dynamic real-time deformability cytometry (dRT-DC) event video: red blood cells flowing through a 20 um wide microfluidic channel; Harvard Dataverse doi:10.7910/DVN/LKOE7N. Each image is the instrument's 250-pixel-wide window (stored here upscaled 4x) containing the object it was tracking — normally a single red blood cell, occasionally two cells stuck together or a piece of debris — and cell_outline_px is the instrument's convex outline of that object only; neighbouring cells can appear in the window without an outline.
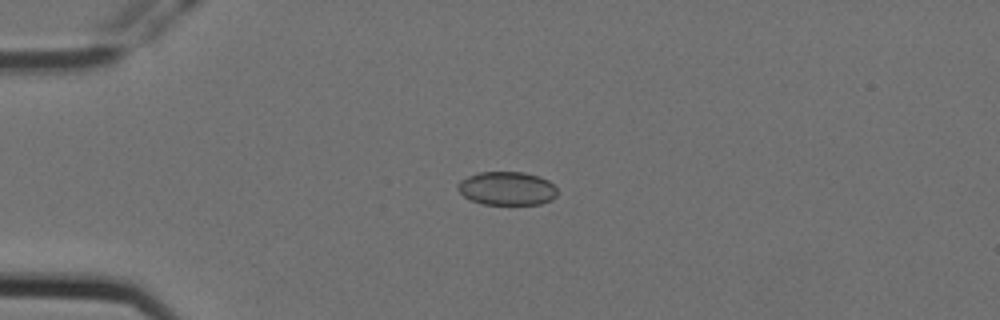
{"species": "Egyptian fruit bat (a non-hibernating species)", "species_latin": "Rousettus aegyptiacus", "temperature_condition": "cold", "stored_images_in_passage": 3, "camera_frame_rate_fps": 3000, "um_per_image_px": 0.085, "animal": {"sex": "female"}, "frame": {"image": 1, "passage_image": 2, "time_ms": 0.333, "image_size_px": [1000, 320], "cell_outline_px": [[556, 196], [552, 200], [540, 204], [484, 204], [472, 200], [464, 196], [456, 188], [456, 184], [460, 180], [468, 176], [480, 172], [524, 172], [540, 176], [548, 180], [556, 188]], "centroid_in_image_um": [43.09, 16.01], "position_along_channel_um": 41.9, "area_um2": 19.48}}